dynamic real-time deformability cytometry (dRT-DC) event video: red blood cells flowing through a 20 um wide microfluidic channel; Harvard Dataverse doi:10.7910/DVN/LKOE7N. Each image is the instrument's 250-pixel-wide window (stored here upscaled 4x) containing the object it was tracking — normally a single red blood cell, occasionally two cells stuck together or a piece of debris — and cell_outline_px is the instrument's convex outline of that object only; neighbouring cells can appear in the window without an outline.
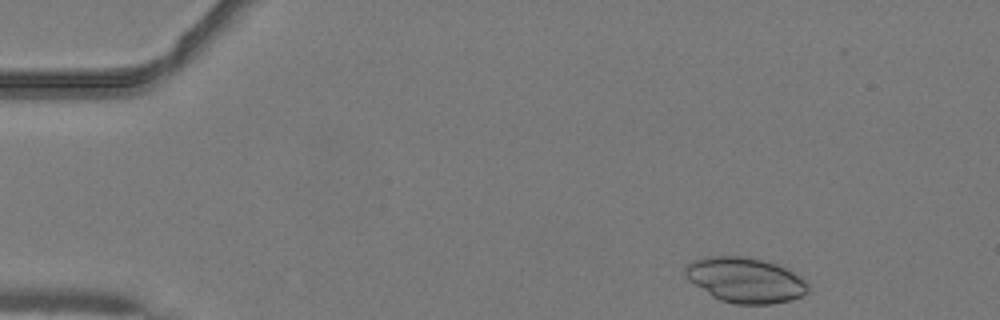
{"species": "common noctule bat (a hibernating species)", "species_latin": "Nyctalus noctula", "temperature_condition": "warm", "stored_images_in_passage": 11, "camera_frame_rate_fps": 3000, "um_per_image_px": 0.085, "animal": {"sex": "male", "body_mass_g": 19.2, "forearm_length_mm": 51.8}, "frame": {"image": 1, "passage_image": 1, "time_ms": 0.0, "image_size_px": [1000, 320], "cell_outline_px": [[808, 292], [800, 296], [788, 300], [772, 304], [736, 304], [720, 300], [712, 296], [688, 280], [684, 272], [684, 268], [692, 260], [704, 256], [740, 256], [764, 260], [776, 264], [800, 276], [808, 284]], "centroid_in_image_um": [63.31, 23.8], "position_along_channel_um": 21.7, "area_um2": 32.19}}